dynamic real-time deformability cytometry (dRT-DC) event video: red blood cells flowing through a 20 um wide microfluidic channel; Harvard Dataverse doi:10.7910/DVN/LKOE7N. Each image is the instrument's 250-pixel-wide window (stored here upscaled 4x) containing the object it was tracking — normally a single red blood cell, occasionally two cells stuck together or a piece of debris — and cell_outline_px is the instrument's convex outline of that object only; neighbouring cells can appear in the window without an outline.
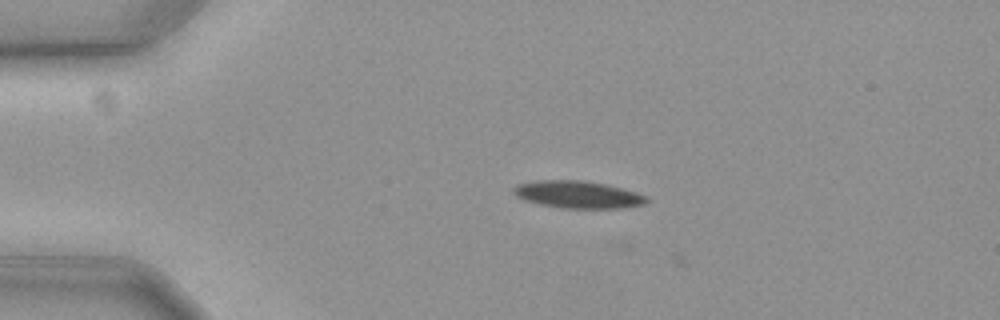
{"species": "common noctule bat (a hibernating species)", "species_latin": "Nyctalus noctula", "temperature_condition": "cold", "stored_images_in_passage": 9, "camera_frame_rate_fps": 3000, "um_per_image_px": 0.085, "animal": {"sex": "female", "body_mass_g": 19.3, "forearm_length_mm": 54.1}, "frame": {"image": 1, "passage_image": 8, "time_ms": 2.333, "image_size_px": [1000, 320], "cell_outline_px": [[648, 200], [644, 204], [624, 208], [564, 208], [544, 204], [528, 200], [516, 196], [512, 192], [512, 188], [516, 184], [536, 180], [584, 180], [604, 184], [636, 192], [644, 196]], "centroid_in_image_um": [49.1, 16.52], "position_along_channel_um": 35.9, "area_um2": 20.87}}